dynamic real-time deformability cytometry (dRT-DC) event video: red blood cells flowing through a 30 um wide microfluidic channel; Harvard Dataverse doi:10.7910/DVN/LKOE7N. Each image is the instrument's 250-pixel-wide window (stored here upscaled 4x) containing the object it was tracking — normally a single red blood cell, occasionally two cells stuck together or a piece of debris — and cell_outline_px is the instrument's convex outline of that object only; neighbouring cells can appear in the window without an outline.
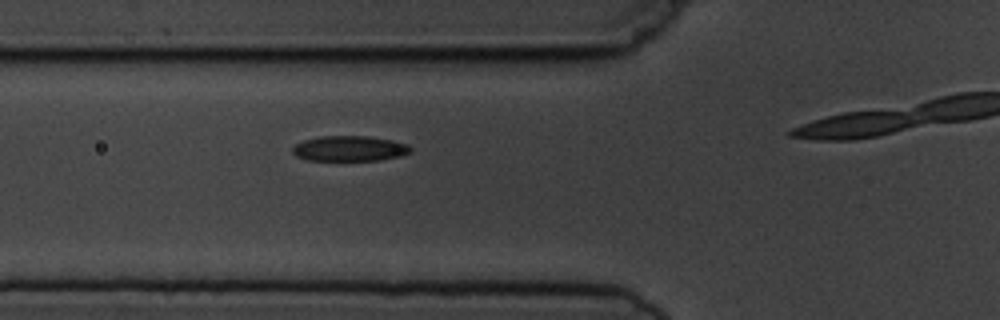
{"species": "common noctule bat (a hibernating species)", "species_latin": "Nyctalus noctula", "temperature_condition": "cold", "stored_images_in_passage": 4, "camera_frame_rate_fps": 3000, "um_per_image_px": 0.085, "animal": {"sex": "male", "body_mass_g": 19.5, "forearm_length_mm": 54.6}, "frame": {"image": 1, "passage_image": 3, "time_ms": 2.333, "image_size_px": [1000, 320], "cell_outline_px": [[412, 152], [400, 156], [380, 160], [308, 160], [296, 156], [292, 152], [292, 148], [296, 144], [304, 140], [320, 136], [368, 136], [392, 140], [408, 144], [412, 148]], "centroid_in_image_um": [29.73, 12.62], "position_along_channel_um": 96.1, "area_um2": 17.46}}